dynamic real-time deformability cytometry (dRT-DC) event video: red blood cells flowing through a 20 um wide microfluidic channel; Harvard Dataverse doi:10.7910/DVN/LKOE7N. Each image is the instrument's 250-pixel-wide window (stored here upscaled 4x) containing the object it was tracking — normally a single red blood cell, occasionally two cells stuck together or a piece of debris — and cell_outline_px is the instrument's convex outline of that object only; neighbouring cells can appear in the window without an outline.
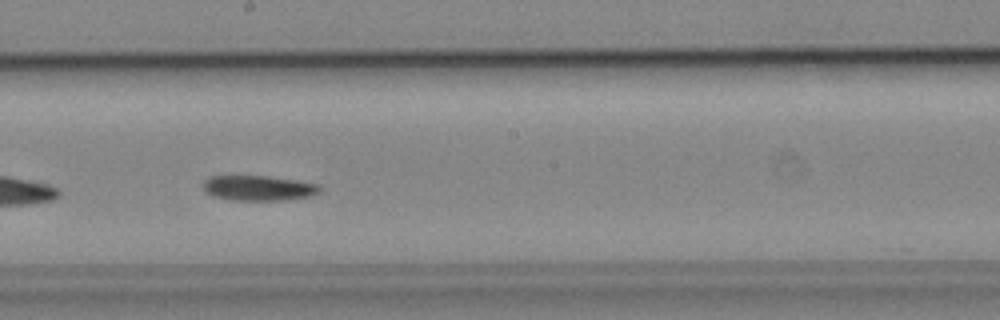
{"species": "common noctule bat (a hibernating species)", "species_latin": "Nyctalus noctula", "temperature_condition": "cold", "stored_images_in_passage": 52, "segment_of_instrument_passage": [2, 2], "camera_frame_rate_fps": 3000, "um_per_image_px": 0.085, "animal": {"sex": "male", "body_mass_g": 19.2, "forearm_length_mm": 51.8}, "frame": {"image": 1, "passage_image": 29, "time_ms": 9.333, "image_size_px": [1000, 320], "cell_outline_px": [[320, 192], [308, 196], [288, 200], [236, 200], [216, 196], [208, 192], [204, 188], [204, 180], [212, 176], [268, 176], [296, 180], [320, 184]], "centroid_in_image_um": [22.03, 15.97], "position_along_channel_um": 226.2, "area_um2": 16.82}}